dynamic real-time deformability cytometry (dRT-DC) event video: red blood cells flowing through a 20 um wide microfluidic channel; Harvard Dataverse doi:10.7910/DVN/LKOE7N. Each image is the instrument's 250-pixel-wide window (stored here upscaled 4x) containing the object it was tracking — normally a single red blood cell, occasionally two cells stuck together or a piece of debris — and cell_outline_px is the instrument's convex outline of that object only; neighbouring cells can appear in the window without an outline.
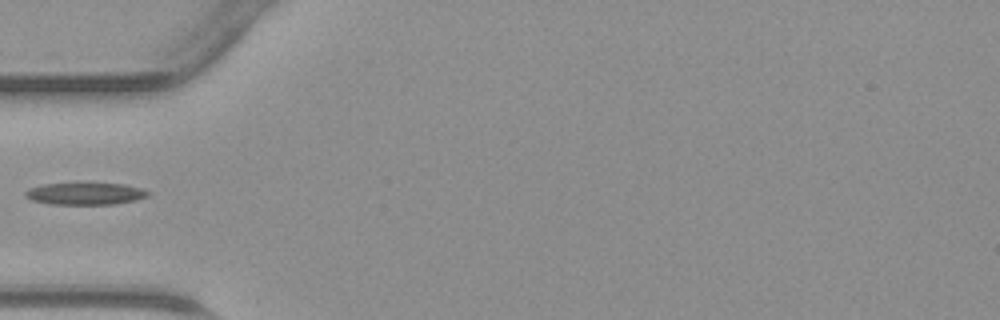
{"species": "common noctule bat (a hibernating species)", "species_latin": "Nyctalus noctula", "temperature_condition": "warm", "stored_images_in_passage": 31, "camera_frame_rate_fps": 3000, "um_per_image_px": 0.085, "animal": {"sex": "male", "body_mass_g": 23.1, "forearm_length_mm": 52.7}, "frame": {"image": 1, "passage_image": 1, "time_ms": 0.0, "image_size_px": [1000, 320], "cell_outline_px": [[152, 192], [148, 196], [132, 200], [112, 204], [52, 204], [32, 200], [24, 196], [24, 192], [28, 188], [44, 184], [124, 184], [144, 188]], "centroid_in_image_um": [7.25, 16.46], "position_along_channel_um": 77.7, "area_um2": 15.55}}
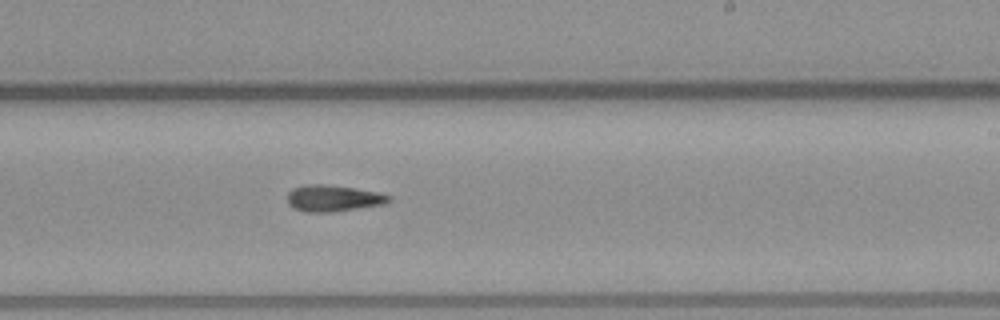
{"frame": {"image": 2, "passage_image": 13, "time_ms": 4.0, "image_size_px": [1000, 320], "cell_outline_px": [[392, 200], [384, 204], [332, 212], [308, 212], [292, 208], [288, 204], [288, 192], [292, 188], [304, 184], [324, 184], [352, 188], [376, 192], [392, 196]], "centroid_in_image_um": [28.29, 16.85], "position_along_channel_um": 260.7, "area_um2": 15.61}}
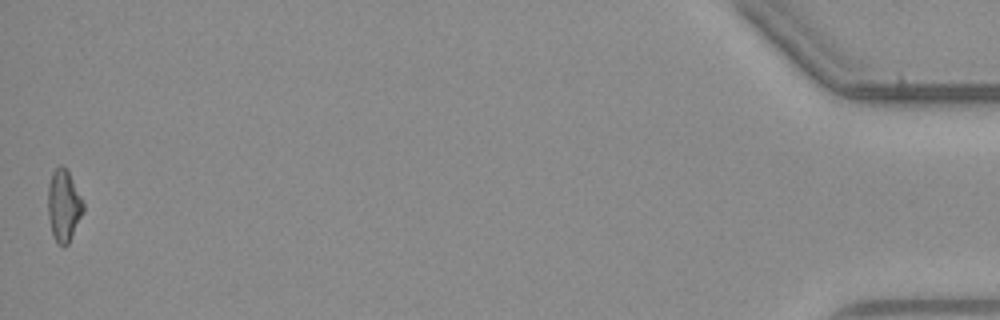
{"frame": {"image": 3, "passage_image": 31, "time_ms": 10.0, "image_size_px": [1000, 320], "cell_outline_px": [[84, 212], [68, 244], [60, 244], [56, 240], [52, 232], [48, 216], [48, 184], [52, 172], [60, 164], [64, 164], [84, 204]], "centroid_in_image_um": [5.41, 17.44], "position_along_channel_um": 429.8, "area_um2": 14.57}}